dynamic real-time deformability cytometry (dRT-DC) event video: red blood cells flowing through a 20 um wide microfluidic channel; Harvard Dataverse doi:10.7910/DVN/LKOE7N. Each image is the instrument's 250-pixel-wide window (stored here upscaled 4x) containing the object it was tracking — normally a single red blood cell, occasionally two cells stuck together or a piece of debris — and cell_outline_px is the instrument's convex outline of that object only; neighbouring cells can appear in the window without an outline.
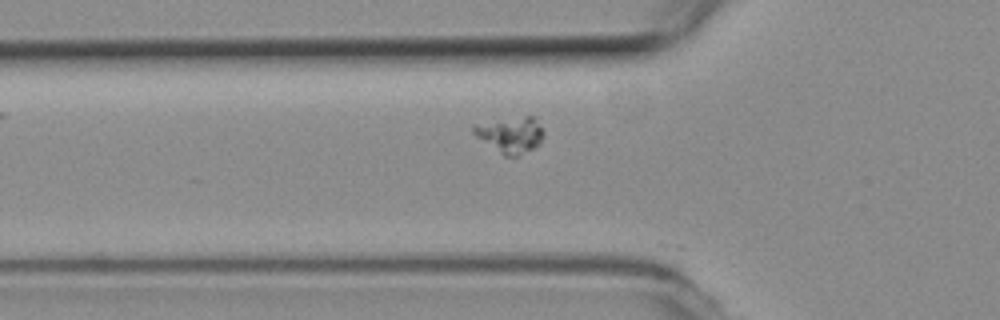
{"species": "common noctule bat (a hibernating species)", "species_latin": "Nyctalus noctula", "temperature_condition": "room temperature", "stored_images_in_passage": 9, "camera_frame_rate_fps": 3000, "um_per_image_px": 0.085, "animal": {"sex": "female", "body_mass_g": 19.3, "forearm_length_mm": 54.1}, "frame": {"image": 1, "passage_image": 2, "time_ms": 0.333, "image_size_px": [1000, 320], "cell_outline_px": [[544, 136], [540, 144], [520, 156], [504, 156], [476, 136], [472, 132], [472, 124], [524, 116], [536, 116], [544, 132]], "centroid_in_image_um": [43.42, 11.45], "position_along_channel_um": 82.4, "area_um2": 14.85}}
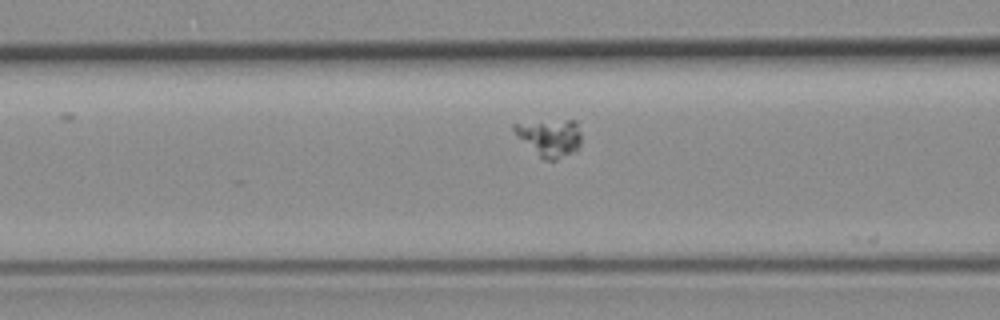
{"frame": {"image": 2, "passage_image": 5, "time_ms": 1.333, "image_size_px": [1000, 320], "cell_outline_px": [[580, 144], [572, 152], [556, 160], [544, 160], [516, 136], [512, 128], [512, 124], [568, 120], [576, 120], [580, 132]], "centroid_in_image_um": [46.72, 11.7], "position_along_channel_um": 119.9, "area_um2": 14.28}}
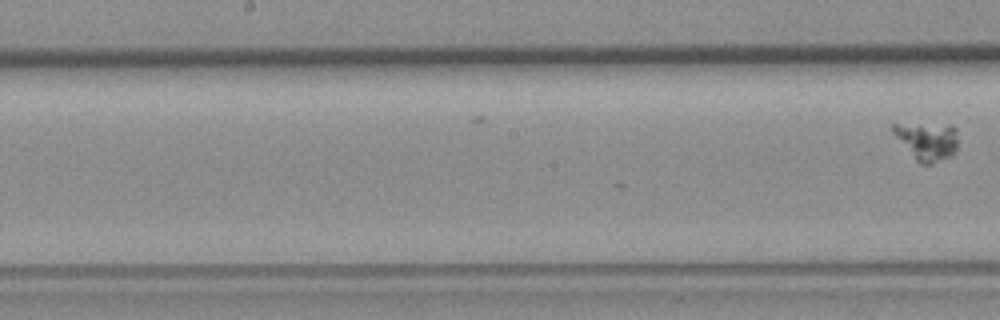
{"frame": {"image": 3, "passage_image": 9, "time_ms": 2.667, "image_size_px": [1000, 320], "cell_outline_px": [[956, 152], [952, 156], [932, 164], [920, 164], [916, 160], [892, 132], [892, 124], [952, 124], [956, 128]], "centroid_in_image_um": [78.83, 11.99], "position_along_channel_um": 169.4, "area_um2": 14.39}}